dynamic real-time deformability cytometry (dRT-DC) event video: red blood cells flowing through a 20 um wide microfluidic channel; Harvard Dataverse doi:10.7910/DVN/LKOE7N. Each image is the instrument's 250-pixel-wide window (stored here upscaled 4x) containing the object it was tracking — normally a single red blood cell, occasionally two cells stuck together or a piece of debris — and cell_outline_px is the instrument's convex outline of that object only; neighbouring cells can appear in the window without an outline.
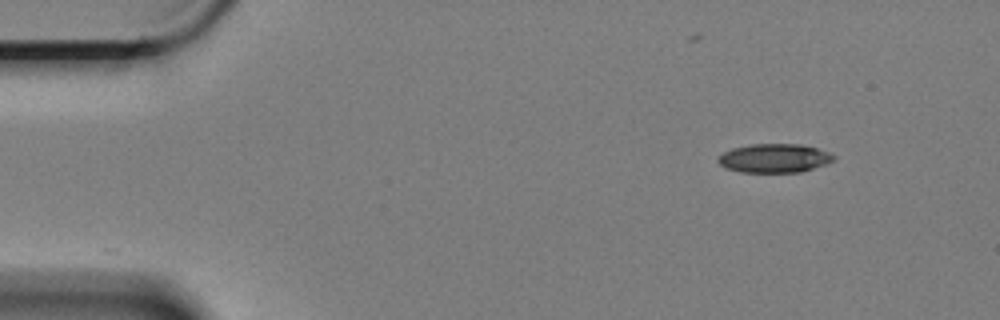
{"species": "Egyptian fruit bat (a non-hibernating species)", "species_latin": "Rousettus aegyptiacus", "temperature_condition": "cold", "stored_images_in_passage": 2, "camera_frame_rate_fps": 3000, "um_per_image_px": 0.085, "animal": {"sex": "female"}, "frame": {"image": 1, "passage_image": 1, "time_ms": 0.0, "image_size_px": [1000, 320], "cell_outline_px": [[836, 156], [832, 160], [824, 164], [800, 172], [740, 172], [724, 168], [716, 160], [724, 152], [732, 148], [752, 144], [800, 144], [816, 148], [828, 152]], "centroid_in_image_um": [65.77, 13.44], "position_along_channel_um": 19.2, "area_um2": 19.25}}